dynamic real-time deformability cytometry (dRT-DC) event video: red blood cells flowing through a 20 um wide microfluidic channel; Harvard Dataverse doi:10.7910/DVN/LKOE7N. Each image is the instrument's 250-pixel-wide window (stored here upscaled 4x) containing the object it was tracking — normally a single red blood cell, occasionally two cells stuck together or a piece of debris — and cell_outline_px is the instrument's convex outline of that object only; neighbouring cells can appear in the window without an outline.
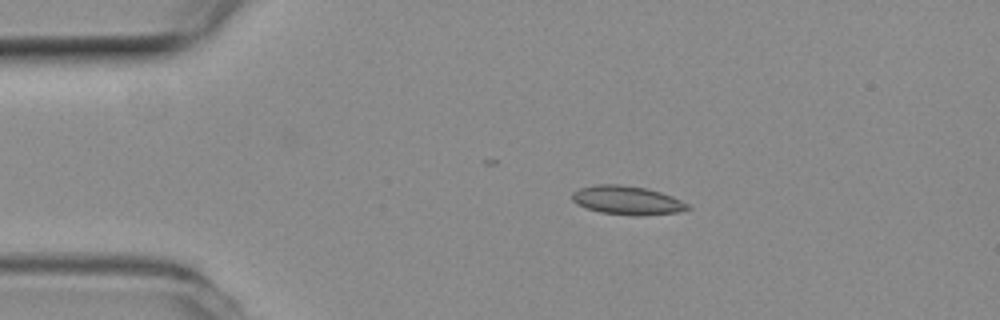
{"species": "common noctule bat (a hibernating species)", "species_latin": "Nyctalus noctula", "temperature_condition": "room temperature", "stored_images_in_passage": 44, "camera_frame_rate_fps": 3000, "um_per_image_px": 0.085, "animal": {"sex": "female", "body_mass_g": 19.3, "forearm_length_mm": 54.1}, "frame": {"image": 1, "passage_image": 10, "time_ms": 3.0, "image_size_px": [1000, 320], "cell_outline_px": [[692, 208], [676, 212], [644, 216], [632, 216], [600, 212], [588, 208], [572, 200], [572, 192], [580, 188], [596, 184], [620, 184], [644, 188], [660, 192], [672, 196], [688, 204]], "centroid_in_image_um": [53.32, 17.03], "position_along_channel_um": 31.7, "area_um2": 19.25}}
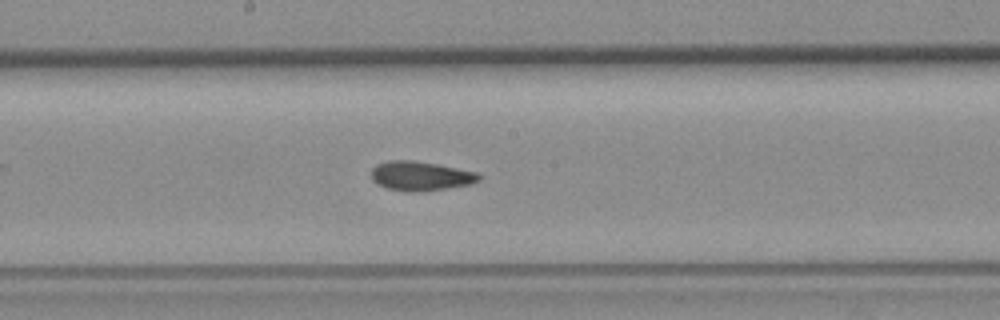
{"frame": {"image": 2, "passage_image": 28, "time_ms": 9.0, "image_size_px": [1000, 320], "cell_outline_px": [[480, 180], [472, 184], [420, 192], [408, 192], [388, 188], [376, 184], [372, 180], [372, 168], [376, 164], [388, 160], [412, 160], [436, 164], [476, 172], [480, 176]], "centroid_in_image_um": [35.72, 14.96], "position_along_channel_um": 212.5, "area_um2": 18.38}}
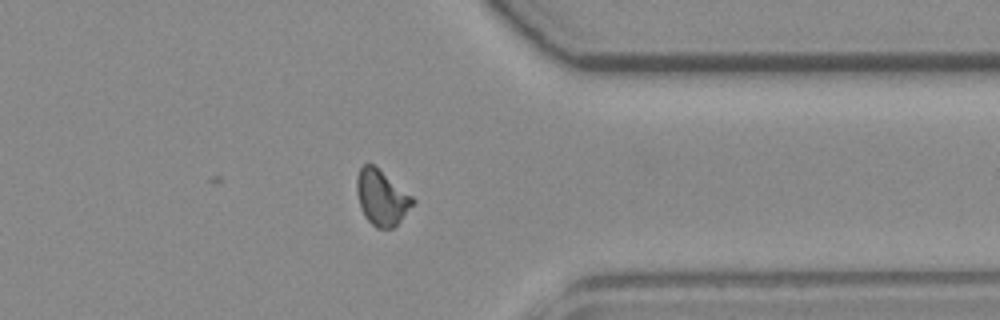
{"frame": {"image": 3, "passage_image": 42, "time_ms": 13.667, "image_size_px": [1000, 320], "cell_outline_px": [[416, 200], [400, 220], [392, 228], [376, 228], [364, 216], [360, 208], [356, 188], [356, 176], [360, 168], [364, 164], [372, 164], [412, 196]], "centroid_in_image_um": [32.4, 16.8], "position_along_channel_um": 379.0, "area_um2": 17.69}, "authors_computed_cell_mechanics": {"area_um2": 18.207, "velocity_mm_per_s": 3.7544, "shape_relaxation_time_tau1_ms": null, "shape_relaxation_time_tau2_ms": 3.047, "deformation_change_tau1": null, "deformation_change_tau2": 0.0876}}